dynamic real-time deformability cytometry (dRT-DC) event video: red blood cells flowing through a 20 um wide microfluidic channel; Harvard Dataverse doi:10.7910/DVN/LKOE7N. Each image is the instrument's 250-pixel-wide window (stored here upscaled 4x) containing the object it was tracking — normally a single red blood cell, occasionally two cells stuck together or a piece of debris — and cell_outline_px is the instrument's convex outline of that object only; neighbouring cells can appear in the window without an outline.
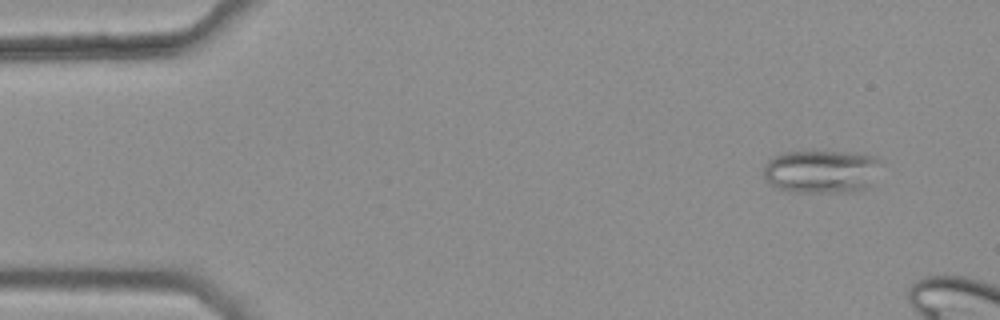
{"species": "common noctule bat (a hibernating species)", "species_latin": "Nyctalus noctula", "temperature_condition": "warm", "stored_images_in_passage": 5, "camera_frame_rate_fps": 3000, "um_per_image_px": 0.085, "animal": {"sex": "female", "body_mass_g": 25.1}, "frame": {"image": 1, "passage_image": 2, "time_ms": 0.333, "image_size_px": [1000, 320], "cell_outline_px": [[880, 160], [868, 188], [860, 192], [796, 192], [776, 188], [764, 180], [764, 168], [768, 160], [772, 156], [780, 152], [812, 148], [864, 152], [876, 156]], "centroid_in_image_um": [69.79, 14.5], "position_along_channel_um": 15.2, "area_um2": 31.1}}